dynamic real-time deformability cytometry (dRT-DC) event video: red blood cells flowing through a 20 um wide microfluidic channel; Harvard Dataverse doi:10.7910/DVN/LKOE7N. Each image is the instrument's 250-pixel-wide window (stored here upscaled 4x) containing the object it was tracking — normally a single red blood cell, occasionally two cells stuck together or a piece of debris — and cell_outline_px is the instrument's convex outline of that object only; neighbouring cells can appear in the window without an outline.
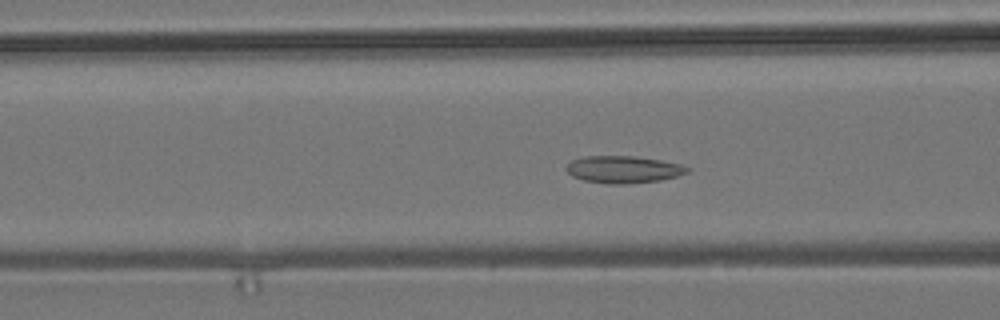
{"species": "common noctule bat (a hibernating species)", "species_latin": "Nyctalus noctula", "temperature_condition": "room temperature", "stored_images_in_passage": 54, "camera_frame_rate_fps": 3000, "um_per_image_px": 0.085, "animal": {"sex": "male", "body_mass_g": 19.2, "forearm_length_mm": 51.8}, "frame": {"image": 1, "passage_image": 20, "time_ms": 6.333, "image_size_px": [1000, 320], "cell_outline_px": [[692, 168], [688, 172], [676, 176], [660, 180], [624, 184], [608, 184], [584, 180], [572, 176], [564, 168], [572, 160], [584, 156], [636, 156], [660, 160], [680, 164]], "centroid_in_image_um": [52.98, 14.4], "position_along_channel_um": 113.6, "area_um2": 19.13}}
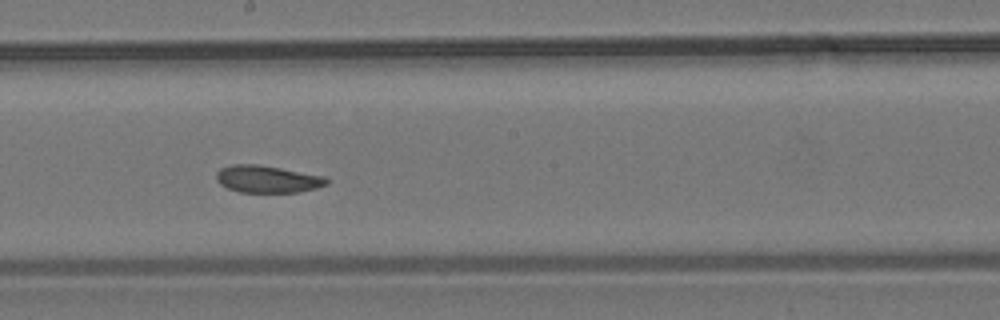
{"frame": {"image": 2, "passage_image": 29, "time_ms": 9.333, "image_size_px": [1000, 320], "cell_outline_px": [[328, 184], [316, 188], [296, 192], [240, 192], [228, 188], [220, 184], [216, 180], [216, 172], [220, 168], [232, 164], [256, 164], [280, 168], [324, 176], [328, 180]], "centroid_in_image_um": [22.69, 15.22], "position_along_channel_um": 225.5, "area_um2": 17.4}}
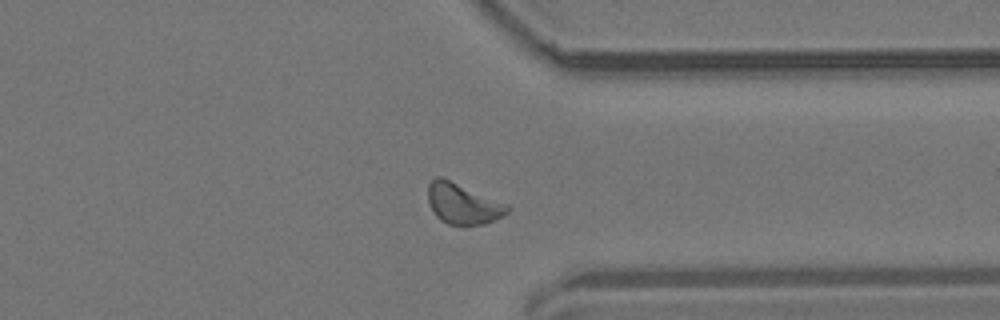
{"frame": {"image": 3, "passage_image": 41, "time_ms": 13.333, "image_size_px": [1000, 320], "cell_outline_px": [[512, 208], [508, 212], [484, 224], [448, 224], [440, 220], [436, 216], [428, 200], [428, 184], [436, 176], [440, 176], [508, 204]], "centroid_in_image_um": [39.33, 17.3], "position_along_channel_um": 372.1, "area_um2": 18.5}}